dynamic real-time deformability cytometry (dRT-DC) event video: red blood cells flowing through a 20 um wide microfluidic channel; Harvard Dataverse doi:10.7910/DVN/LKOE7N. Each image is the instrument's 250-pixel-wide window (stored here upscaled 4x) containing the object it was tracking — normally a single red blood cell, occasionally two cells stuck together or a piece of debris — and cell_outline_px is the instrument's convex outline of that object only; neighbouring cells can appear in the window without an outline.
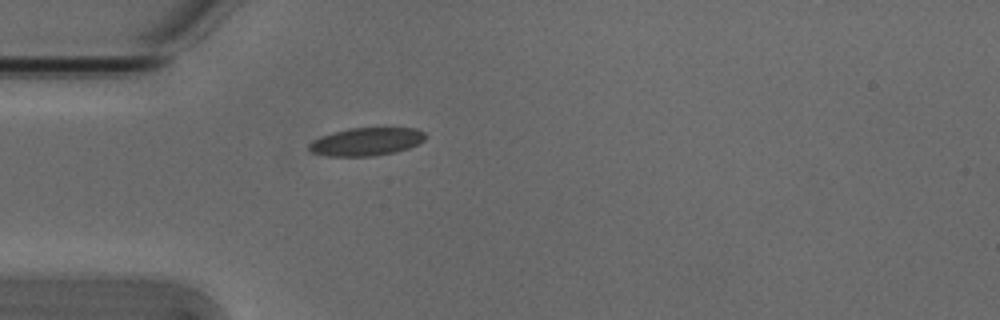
{"species": "Egyptian fruit bat (a non-hibernating species)", "species_latin": "Rousettus aegyptiacus", "temperature_condition": "cold", "stored_images_in_passage": 35, "camera_frame_rate_fps": 3000, "um_per_image_px": 0.085, "animal": {"sex": "male"}, "frame": {"image": 1, "passage_image": 1, "time_ms": 0.0, "image_size_px": [1000, 320], "cell_outline_px": [[428, 136], [424, 140], [408, 148], [396, 152], [372, 156], [324, 156], [312, 152], [308, 148], [308, 144], [312, 140], [320, 136], [332, 132], [348, 128], [416, 128], [424, 132]], "centroid_in_image_um": [31.11, 12.04], "position_along_channel_um": 53.9, "area_um2": 19.13}}
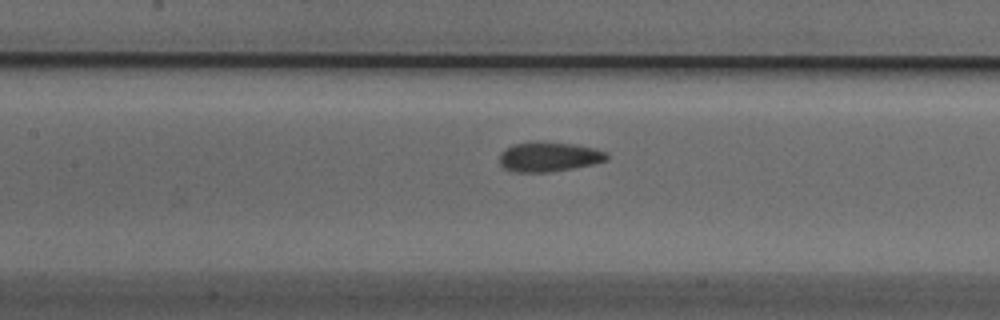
{"frame": {"image": 2, "passage_image": 10, "time_ms": 3.0, "image_size_px": [1000, 320], "cell_outline_px": [[608, 160], [592, 164], [572, 168], [548, 172], [516, 172], [504, 168], [500, 164], [500, 152], [504, 148], [512, 144], [536, 140], [576, 144], [596, 148], [608, 152]], "centroid_in_image_um": [46.65, 13.3], "position_along_channel_um": 160.8, "area_um2": 18.96}}
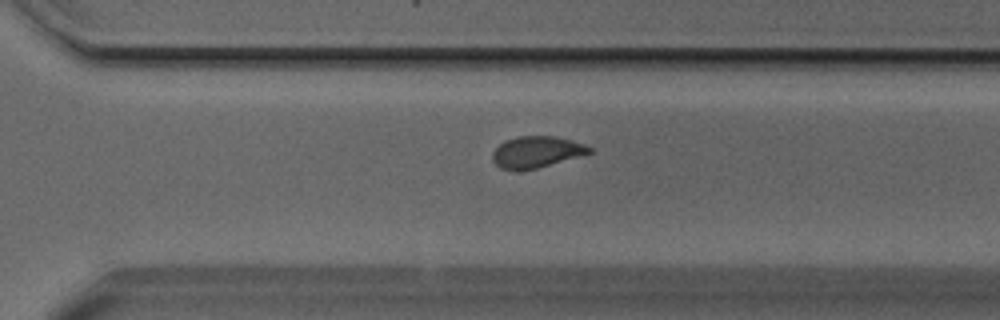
{"frame": {"image": 3, "passage_image": 23, "time_ms": 7.333, "image_size_px": [1000, 320], "cell_outline_px": [[592, 152], [536, 168], [500, 168], [492, 160], [492, 152], [500, 144], [516, 136], [552, 136], [572, 140], [584, 144], [592, 148]], "centroid_in_image_um": [45.6, 12.88], "position_along_channel_um": 325.0, "area_um2": 17.11}, "authors_computed_cell_mechanics": {"area_um2": 18.6694, "velocity_mm_per_s": 3.8044, "shape_relaxation_time_tau1_ms": 3.5185, "shape_relaxation_time_tau2_ms": 1.1591, "deformation_change_tau1": 0.1173, "deformation_change_tau2": 0.0543}}